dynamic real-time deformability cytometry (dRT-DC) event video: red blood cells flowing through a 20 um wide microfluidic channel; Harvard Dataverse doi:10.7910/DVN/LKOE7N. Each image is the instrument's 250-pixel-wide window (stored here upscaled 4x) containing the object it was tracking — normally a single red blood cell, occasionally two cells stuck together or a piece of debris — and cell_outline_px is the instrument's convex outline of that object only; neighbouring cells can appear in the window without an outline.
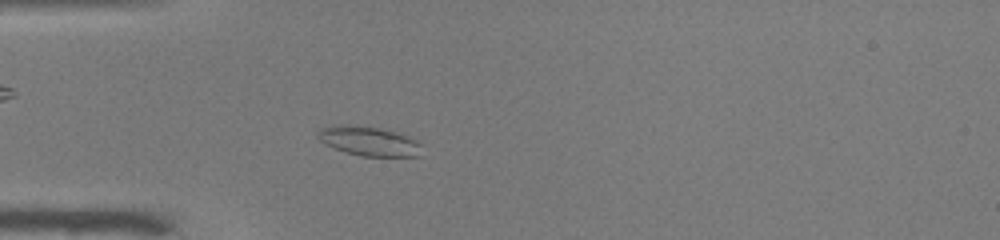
{"species": "common noctule bat (a hibernating species)", "species_latin": "Nyctalus noctula", "temperature_condition": "warm", "stored_images_in_passage": 37, "camera_frame_rate_fps": 3000, "um_per_image_px": 0.085, "animal": {"sex": "male", "body_mass_g": 19.0, "forearm_length_mm": 50.8}, "frame": {"image": 1, "passage_image": 1, "time_ms": 0.0, "image_size_px": [1000, 240], "cell_outline_px": [[420, 156], [360, 156], [324, 144], [320, 140], [320, 128], [376, 128], [392, 132], [404, 136], [420, 144]], "centroid_in_image_um": [31.42, 12.08], "position_along_channel_um": 53.6, "area_um2": 16.13}}
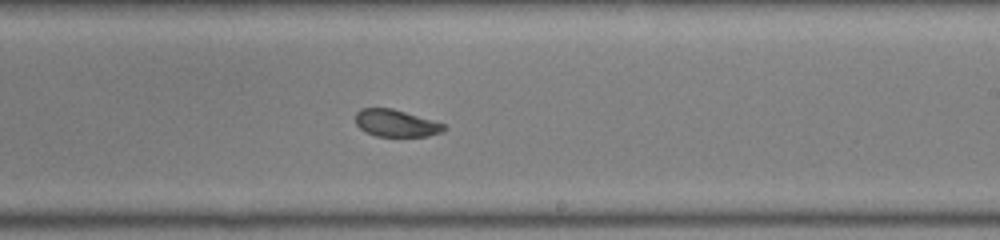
{"frame": {"image": 2, "passage_image": 17, "time_ms": 5.333, "image_size_px": [1000, 240], "cell_outline_px": [[448, 128], [444, 132], [428, 136], [376, 136], [364, 132], [356, 124], [356, 112], [360, 108], [392, 108], [444, 124]], "centroid_in_image_um": [33.65, 10.48], "position_along_channel_um": 255.3, "area_um2": 13.99}}
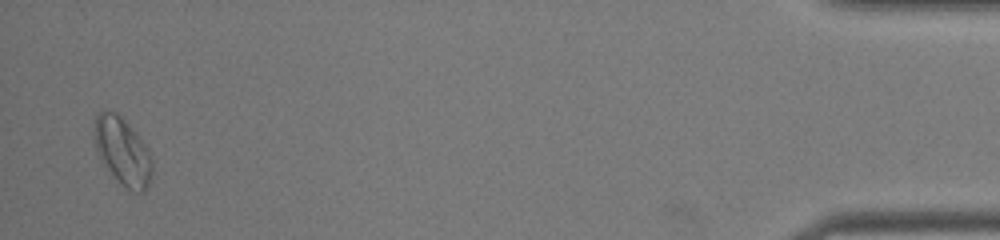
{"frame": {"image": 3, "passage_image": 36, "time_ms": 11.667, "image_size_px": [1000, 240], "cell_outline_px": [[152, 172], [148, 184], [144, 192], [132, 192], [120, 184], [100, 156], [96, 148], [92, 132], [96, 116], [100, 112], [116, 112], [132, 128], [144, 144], [152, 160]], "centroid_in_image_um": [10.41, 12.87], "position_along_channel_um": 424.8, "area_um2": 22.25}, "authors_computed_cell_mechanics": {"area_um2": 15.6638, "velocity_mm_per_s": 3.9516, "shape_relaxation_time_tau1_ms": null, "shape_relaxation_time_tau2_ms": 2.6489, "deformation_change_tau1": null, "deformation_change_tau2": 0.0772}}